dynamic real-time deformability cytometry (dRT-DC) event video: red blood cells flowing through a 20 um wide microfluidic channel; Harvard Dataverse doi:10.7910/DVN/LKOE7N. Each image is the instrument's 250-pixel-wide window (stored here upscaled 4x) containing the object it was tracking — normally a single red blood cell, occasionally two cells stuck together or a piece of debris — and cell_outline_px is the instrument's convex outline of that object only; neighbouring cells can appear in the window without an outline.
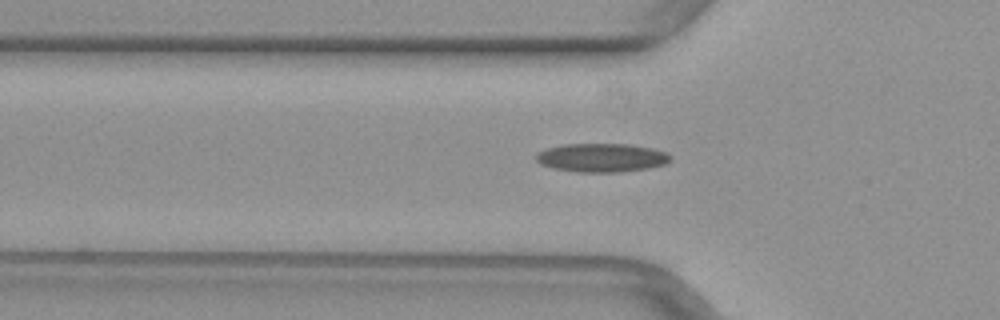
{"species": "common noctule bat (a hibernating species)", "species_latin": "Nyctalus noctula", "temperature_condition": "warm", "stored_images_in_passage": 35, "camera_frame_rate_fps": 3000, "um_per_image_px": 0.085, "animal": {"sex": "female", "body_mass_g": 29.2, "forearm_length_mm": 56.3}, "frame": {"image": 1, "passage_image": 5, "time_ms": 1.333, "image_size_px": [1000, 320], "cell_outline_px": [[672, 160], [664, 164], [648, 168], [620, 172], [580, 172], [552, 168], [540, 164], [536, 160], [536, 152], [544, 148], [564, 144], [632, 144], [652, 148], [668, 152], [672, 156]], "centroid_in_image_um": [51.14, 13.39], "position_along_channel_um": 74.7, "area_um2": 22.72}}
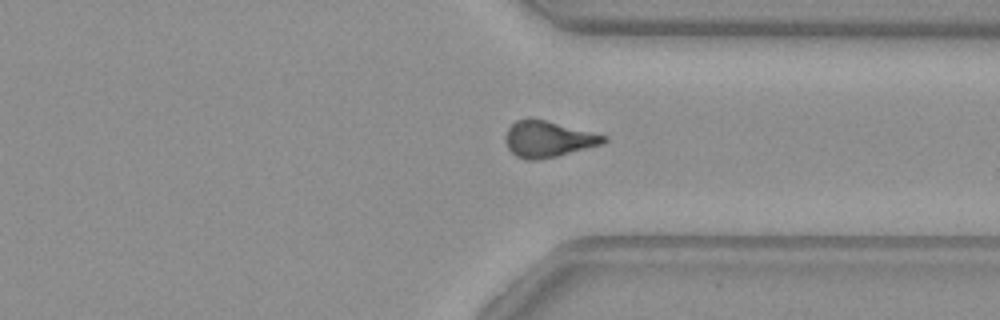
{"frame": {"image": 2, "passage_image": 26, "time_ms": 8.333, "image_size_px": [1000, 320], "cell_outline_px": [[608, 140], [604, 144], [556, 156], [536, 160], [524, 160], [516, 156], [508, 148], [504, 140], [504, 136], [508, 128], [516, 120], [544, 120], [608, 136]], "centroid_in_image_um": [46.59, 11.85], "position_along_channel_um": 364.8, "area_um2": 20.46}}
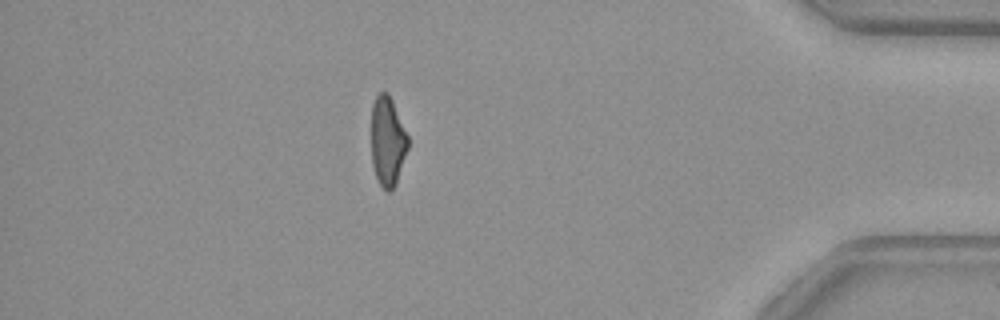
{"frame": {"image": 3, "passage_image": 32, "time_ms": 10.333, "image_size_px": [1000, 320], "cell_outline_px": [[408, 148], [396, 184], [388, 192], [380, 184], [376, 176], [372, 164], [372, 104], [376, 96], [380, 92], [388, 92], [392, 100], [408, 136]], "centroid_in_image_um": [32.94, 12.0], "position_along_channel_um": 402.3, "area_um2": 18.9}}